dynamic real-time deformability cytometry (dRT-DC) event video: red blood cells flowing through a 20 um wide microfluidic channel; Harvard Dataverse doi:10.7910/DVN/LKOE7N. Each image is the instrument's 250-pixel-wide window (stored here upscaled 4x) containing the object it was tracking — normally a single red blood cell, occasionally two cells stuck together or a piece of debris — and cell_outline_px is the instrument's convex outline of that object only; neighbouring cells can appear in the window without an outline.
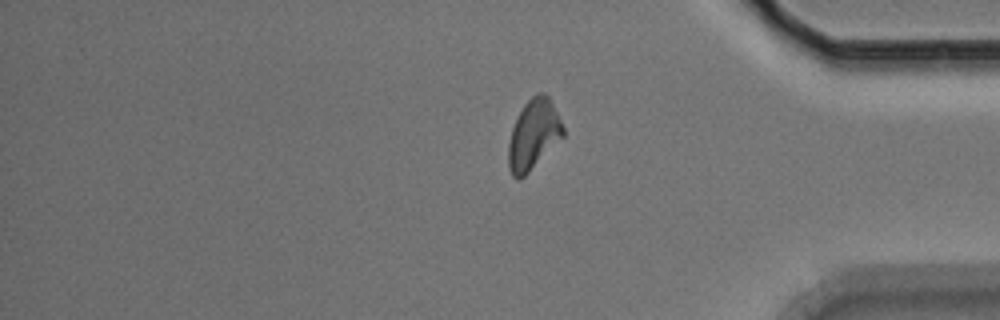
{"species": "Egyptian fruit bat (a non-hibernating species)", "species_latin": "Rousettus aegyptiacus", "temperature_condition": "room temperature", "stored_images_in_passage": 13, "segment_of_instrument_passage": [2, 2], "camera_frame_rate_fps": 3000, "um_per_image_px": 0.085, "animal": {"sex": "male"}, "frame": {"image": 1, "passage_image": 13, "time_ms": 4.0, "image_size_px": [1000, 320], "cell_outline_px": [[564, 136], [520, 180], [516, 180], [512, 176], [508, 168], [508, 144], [512, 128], [524, 104], [536, 92], [544, 92], [548, 96], [564, 128]], "centroid_in_image_um": [45.33, 11.45], "position_along_channel_um": 389.9, "area_um2": 22.08}}